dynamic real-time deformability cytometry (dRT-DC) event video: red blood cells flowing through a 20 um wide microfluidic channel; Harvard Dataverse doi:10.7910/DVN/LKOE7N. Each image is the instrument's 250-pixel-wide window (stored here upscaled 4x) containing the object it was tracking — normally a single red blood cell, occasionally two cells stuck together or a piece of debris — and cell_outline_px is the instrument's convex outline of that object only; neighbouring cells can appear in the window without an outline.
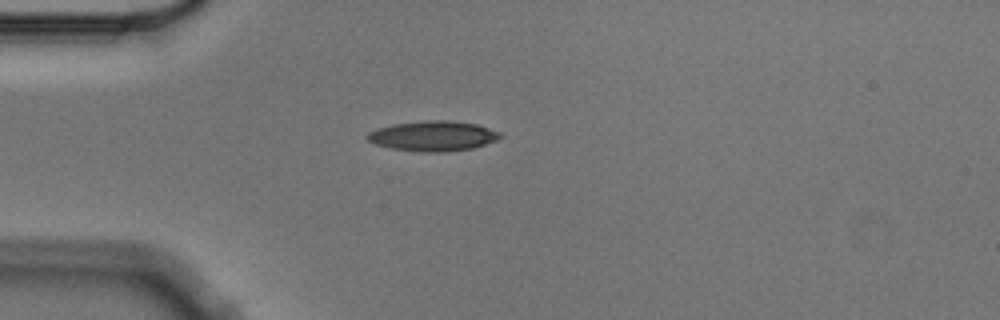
{"species": "Egyptian fruit bat (a non-hibernating species)", "species_latin": "Rousettus aegyptiacus", "temperature_condition": "cold", "stored_images_in_passage": 4, "camera_frame_rate_fps": 3000, "um_per_image_px": 0.085, "animal": {"sex": "male"}, "frame": {"image": 1, "passage_image": 4, "time_ms": 1.0, "image_size_px": [1000, 320], "cell_outline_px": [[504, 136], [496, 140], [472, 148], [444, 152], [428, 152], [392, 148], [376, 144], [368, 140], [364, 136], [368, 132], [392, 124], [428, 120], [448, 120], [476, 124], [500, 132]], "centroid_in_image_um": [36.81, 11.55], "position_along_channel_um": 48.2, "area_um2": 23.06}}